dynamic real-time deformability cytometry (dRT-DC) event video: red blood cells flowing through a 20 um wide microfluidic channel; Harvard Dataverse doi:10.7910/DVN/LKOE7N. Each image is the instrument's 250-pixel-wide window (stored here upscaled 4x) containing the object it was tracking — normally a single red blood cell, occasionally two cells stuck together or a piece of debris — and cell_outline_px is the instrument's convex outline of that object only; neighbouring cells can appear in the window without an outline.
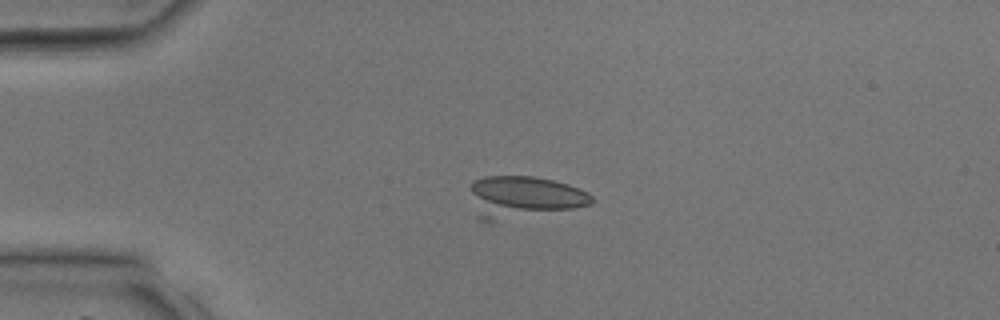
{"species": "common noctule bat (a hibernating species)", "species_latin": "Nyctalus noctula", "temperature_condition": "room temperature", "stored_images_in_passage": 34, "camera_frame_rate_fps": 3000, "um_per_image_px": 0.085, "animal": {"sex": "male", "body_mass_g": 17.9, "forearm_length_mm": 54.2}, "frame": {"image": 1, "passage_image": 12, "time_ms": 3.667, "image_size_px": [1000, 320], "cell_outline_px": [[596, 200], [592, 204], [572, 208], [488, 224], [484, 224], [476, 216], [472, 192], [472, 184], [476, 180], [484, 176], [536, 176], [568, 184], [588, 192]], "centroid_in_image_um": [44.5, 16.78], "position_along_channel_um": 40.5, "area_um2": 30.0}}
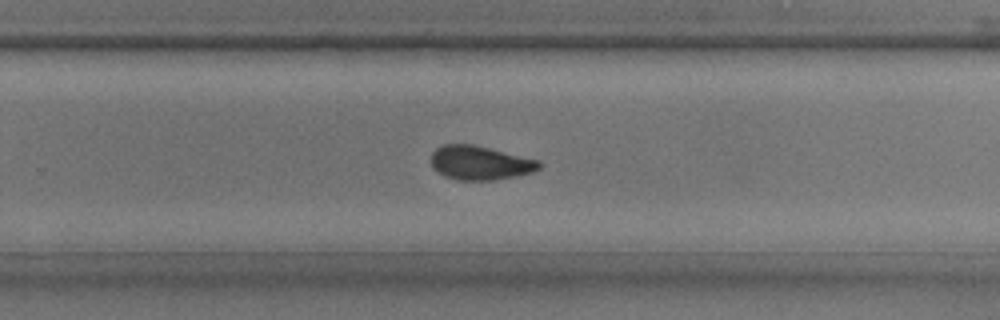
{"frame": {"image": 2, "passage_image": 28, "time_ms": 9.0, "image_size_px": [1000, 320], "cell_outline_px": [[544, 164], [540, 168], [532, 172], [492, 180], [456, 180], [444, 176], [432, 168], [432, 152], [436, 148], [444, 144], [472, 144], [540, 160]], "centroid_in_image_um": [40.8, 13.84], "position_along_channel_um": 289.0, "area_um2": 21.39}}
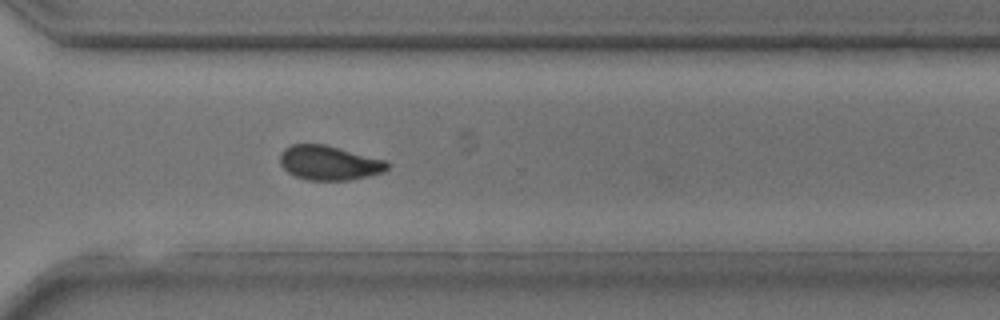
{"frame": {"image": 3, "passage_image": 31, "time_ms": 10.0, "image_size_px": [1000, 320], "cell_outline_px": [[392, 164], [384, 172], [368, 176], [348, 180], [308, 180], [296, 176], [288, 172], [280, 164], [280, 152], [284, 148], [292, 144], [324, 144], [388, 160]], "centroid_in_image_um": [28.01, 13.83], "position_along_channel_um": 342.6, "area_um2": 21.73}}